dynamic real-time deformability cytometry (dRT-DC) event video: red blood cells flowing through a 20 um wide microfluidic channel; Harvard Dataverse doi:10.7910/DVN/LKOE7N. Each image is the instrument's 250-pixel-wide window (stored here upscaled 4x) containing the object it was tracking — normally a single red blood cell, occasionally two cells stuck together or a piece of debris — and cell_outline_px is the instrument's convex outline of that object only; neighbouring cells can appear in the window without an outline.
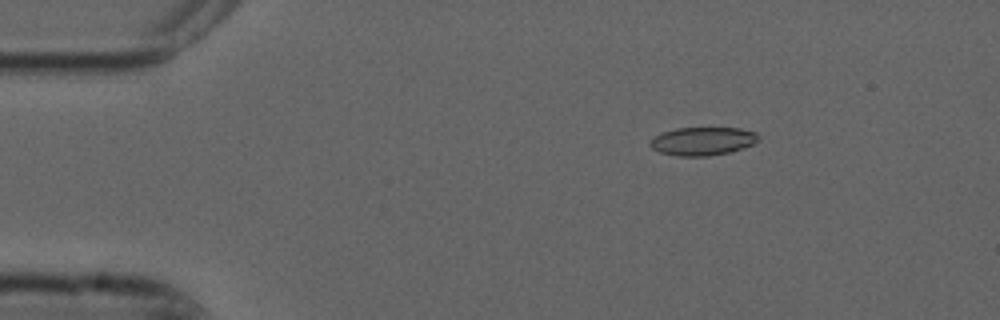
{"species": "common noctule bat (a hibernating species)", "species_latin": "Nyctalus noctula", "temperature_condition": "cold", "stored_images_in_passage": 5, "camera_frame_rate_fps": 3000, "um_per_image_px": 0.085, "animal": {"sex": "male", "forearm_length_mm": 52.5}, "frame": {"image": 1, "passage_image": 3, "time_ms": 0.667, "image_size_px": [1000, 320], "cell_outline_px": [[760, 136], [752, 144], [744, 148], [728, 152], [708, 156], [676, 156], [660, 152], [652, 148], [648, 144], [660, 132], [676, 128], [740, 128], [756, 132]], "centroid_in_image_um": [59.71, 11.99], "position_along_channel_um": 25.3, "area_um2": 17.8}}